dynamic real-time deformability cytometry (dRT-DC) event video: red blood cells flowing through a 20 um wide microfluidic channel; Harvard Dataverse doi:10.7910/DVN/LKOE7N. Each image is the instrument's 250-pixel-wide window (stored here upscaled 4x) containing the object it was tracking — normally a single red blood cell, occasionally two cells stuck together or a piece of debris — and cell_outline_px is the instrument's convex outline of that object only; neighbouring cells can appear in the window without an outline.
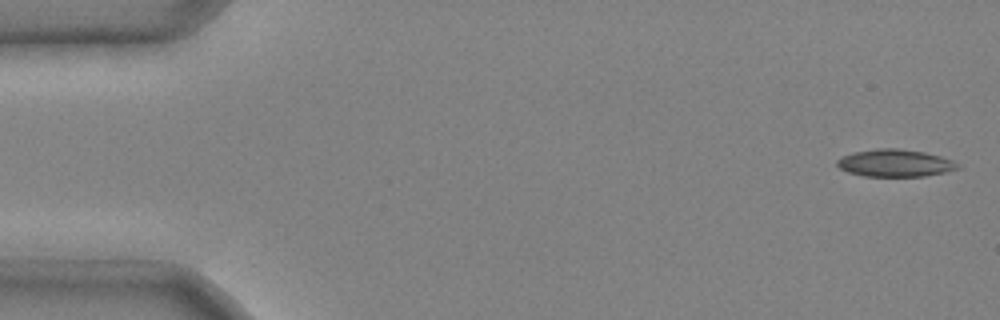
{"species": "common noctule bat (a hibernating species)", "species_latin": "Nyctalus noctula", "temperature_condition": "cold", "stored_images_in_passage": 5, "segment_of_instrument_passage": [2, 2], "camera_frame_rate_fps": 3000, "um_per_image_px": 0.085, "animal": {"sex": "male", "body_mass_g": 20.4}, "frame": {"image": 1, "passage_image": 5, "time_ms": 1.333, "image_size_px": [1000, 320], "cell_outline_px": [[960, 168], [944, 172], [924, 176], [864, 176], [848, 172], [840, 168], [836, 164], [836, 160], [844, 156], [856, 152], [876, 148], [896, 148], [924, 152], [940, 156], [952, 160], [960, 164]], "centroid_in_image_um": [76.09, 13.86], "position_along_channel_um": 8.9, "area_um2": 19.07}}